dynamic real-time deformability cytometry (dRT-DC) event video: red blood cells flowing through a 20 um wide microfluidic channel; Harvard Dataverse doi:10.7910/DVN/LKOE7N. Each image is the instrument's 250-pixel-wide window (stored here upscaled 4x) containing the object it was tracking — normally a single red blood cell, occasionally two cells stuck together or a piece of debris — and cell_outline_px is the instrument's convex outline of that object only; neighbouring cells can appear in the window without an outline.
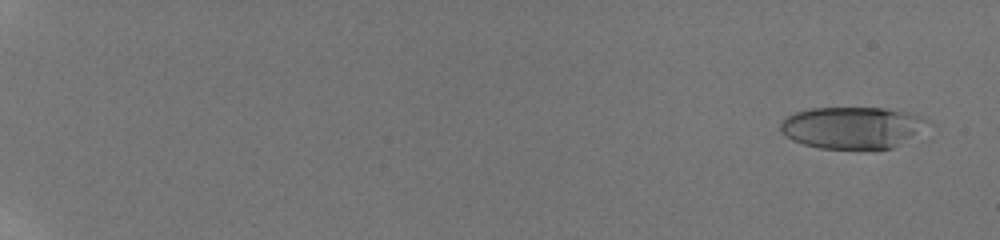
{"species": "human", "species_latin": "Homo sapiens", "temperature_condition": "room temperature", "stored_images_in_passage": 19, "camera_frame_rate_fps": 3000, "um_per_image_px": 0.085, "donor": {"sex": "male"}, "frame": {"image": 1, "passage_image": 2, "time_ms": 0.667, "image_size_px": [1000, 240], "cell_outline_px": [[928, 120], [908, 136], [892, 148], [820, 148], [804, 144], [792, 140], [780, 132], [780, 120], [784, 116], [796, 112], [812, 108], [884, 108], [912, 112], [928, 116]], "centroid_in_image_um": [72.32, 10.81], "position_along_channel_um": 12.7, "area_um2": 35.26}}
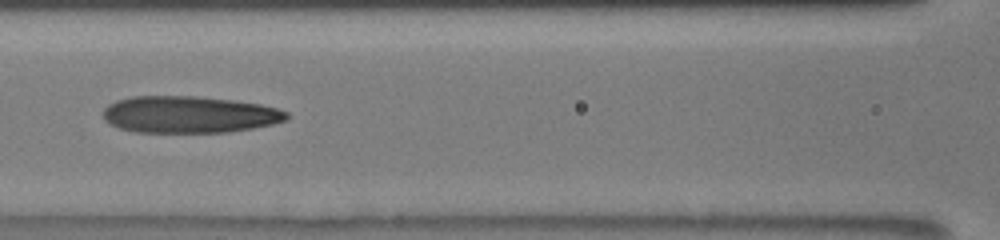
{"frame": {"image": 2, "passage_image": 11, "time_ms": 10.0, "image_size_px": [1000, 240], "cell_outline_px": [[288, 120], [272, 124], [252, 128], [228, 132], [136, 132], [120, 128], [108, 124], [104, 120], [104, 108], [108, 104], [116, 100], [132, 96], [196, 96], [232, 100], [260, 104], [276, 108], [288, 112]], "centroid_in_image_um": [16.06, 9.73], "position_along_channel_um": 150.5, "area_um2": 39.48}}
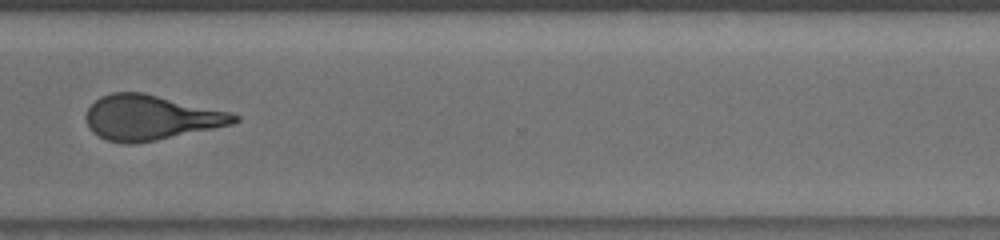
{"frame": {"image": 3, "passage_image": 16, "time_ms": 15.333, "image_size_px": [1000, 240], "cell_outline_px": [[240, 120], [232, 124], [156, 140], [132, 144], [124, 144], [108, 140], [92, 132], [88, 128], [84, 116], [88, 108], [100, 96], [112, 92], [144, 92], [228, 112], [240, 116]], "centroid_in_image_um": [12.75, 9.99], "position_along_channel_um": 357.8, "area_um2": 38.61}, "authors_computed_cell_mechanics": {"area_um2": 37.6278, "velocity_mm_per_s": 3.8948, "shape_relaxation_time_tau1_ms": 8.3803, "shape_relaxation_time_tau2_ms": 2.0049, "deformation_change_tau1": 0.2603, "deformation_change_tau2": 0.1173}}